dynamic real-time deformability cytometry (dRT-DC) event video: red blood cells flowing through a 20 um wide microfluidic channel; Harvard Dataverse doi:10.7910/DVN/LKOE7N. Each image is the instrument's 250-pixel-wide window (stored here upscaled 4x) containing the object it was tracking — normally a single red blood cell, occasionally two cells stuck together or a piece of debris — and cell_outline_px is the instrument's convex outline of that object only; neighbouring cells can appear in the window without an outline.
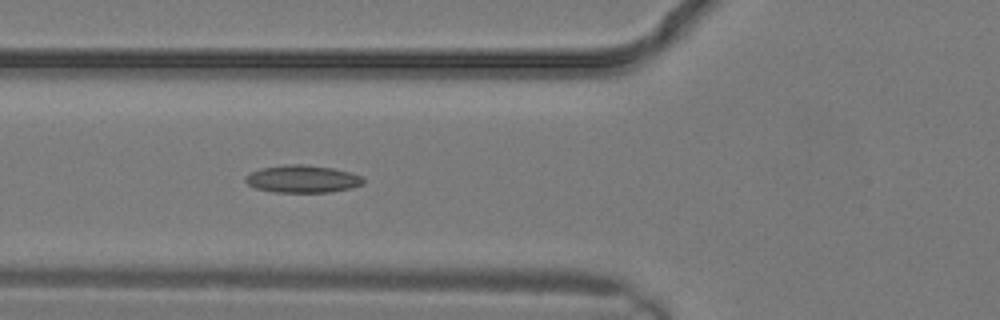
{"species": "common noctule bat (a hibernating species)", "species_latin": "Nyctalus noctula", "temperature_condition": "warm", "stored_images_in_passage": 12, "camera_frame_rate_fps": 3000, "um_per_image_px": 0.085, "animal": {"sex": "male", "body_mass_g": 19.2, "forearm_length_mm": 51.8}, "frame": {"image": 1, "passage_image": 12, "time_ms": 3.667, "image_size_px": [1000, 320], "cell_outline_px": [[364, 184], [352, 188], [328, 192], [272, 192], [256, 188], [248, 184], [244, 180], [244, 176], [260, 168], [284, 164], [304, 164], [332, 168], [348, 172], [360, 176], [364, 180]], "centroid_in_image_um": [25.68, 15.21], "position_along_channel_um": 100.1, "area_um2": 18.9}}